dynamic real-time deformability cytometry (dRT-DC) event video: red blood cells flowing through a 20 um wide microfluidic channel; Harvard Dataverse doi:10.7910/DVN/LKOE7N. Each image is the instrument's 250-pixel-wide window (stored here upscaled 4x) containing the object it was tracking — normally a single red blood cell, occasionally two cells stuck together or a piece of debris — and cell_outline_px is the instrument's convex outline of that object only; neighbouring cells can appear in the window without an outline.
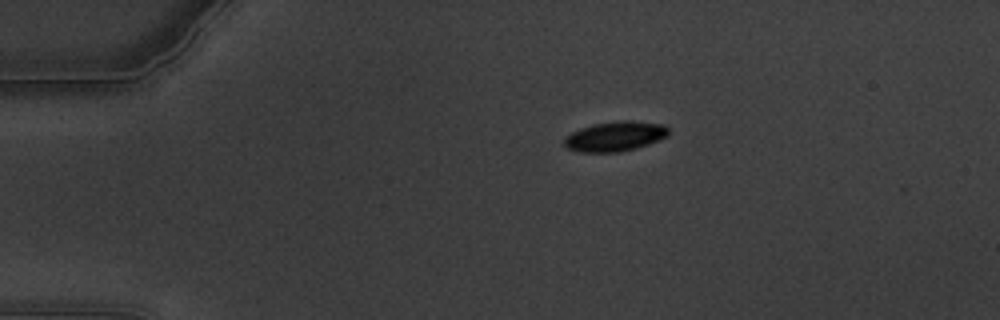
{"species": "common noctule bat (a hibernating species)", "species_latin": "Nyctalus noctula", "temperature_condition": "warm", "stored_images_in_passage": 54, "camera_frame_rate_fps": 3000, "um_per_image_px": 0.085, "animal": {"sex": "male", "body_mass_g": 19.5, "forearm_length_mm": 54.6}, "frame": {"image": 1, "passage_image": 5, "time_ms": 1.333, "image_size_px": [1000, 320], "cell_outline_px": [[668, 132], [664, 136], [648, 144], [636, 148], [620, 152], [580, 152], [568, 148], [564, 144], [564, 136], [580, 128], [592, 124], [616, 120], [628, 120], [664, 124], [668, 128]], "centroid_in_image_um": [52.23, 11.57], "position_along_channel_um": 32.8, "area_um2": 18.09}}
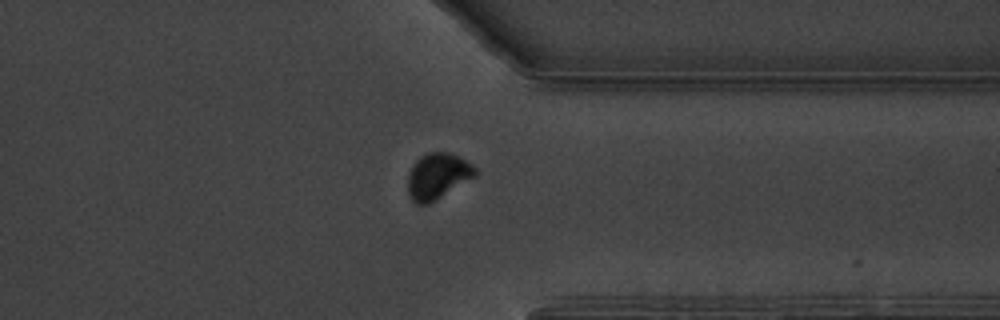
{"frame": {"image": 2, "passage_image": 41, "time_ms": 13.333, "image_size_px": [1000, 320], "cell_outline_px": [[476, 176], [428, 204], [416, 204], [408, 196], [408, 172], [412, 164], [420, 156], [428, 152], [448, 152], [460, 156], [472, 164], [476, 168]], "centroid_in_image_um": [37.18, 14.95], "position_along_channel_um": 374.2, "area_um2": 18.15}}
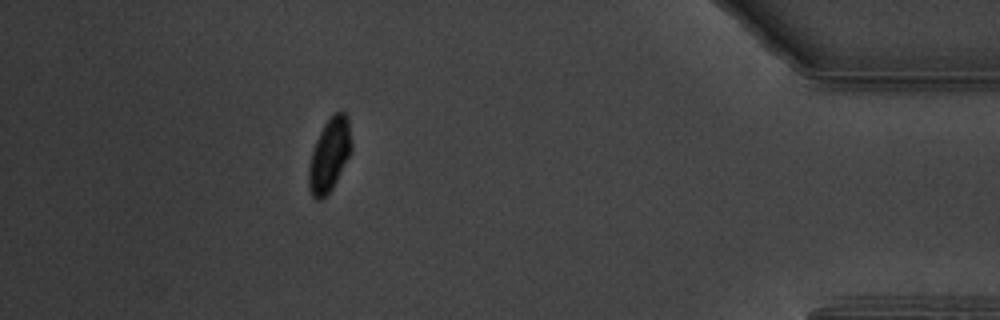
{"frame": {"image": 3, "passage_image": 48, "time_ms": 15.667, "image_size_px": [1000, 320], "cell_outline_px": [[352, 152], [332, 188], [320, 200], [316, 200], [312, 196], [308, 188], [308, 168], [312, 152], [316, 140], [324, 124], [336, 112], [344, 112], [348, 116], [352, 144]], "centroid_in_image_um": [28.01, 13.18], "position_along_channel_um": 407.2, "area_um2": 18.21}, "authors_computed_cell_mechanics": {"area_um2": 18.4093, "velocity_mm_per_s": 3.3013, "shape_relaxation_time_tau1_ms": 4.0109, "shape_relaxation_time_tau2_ms": null, "deformation_change_tau1": 0.1199, "deformation_change_tau2": null}}